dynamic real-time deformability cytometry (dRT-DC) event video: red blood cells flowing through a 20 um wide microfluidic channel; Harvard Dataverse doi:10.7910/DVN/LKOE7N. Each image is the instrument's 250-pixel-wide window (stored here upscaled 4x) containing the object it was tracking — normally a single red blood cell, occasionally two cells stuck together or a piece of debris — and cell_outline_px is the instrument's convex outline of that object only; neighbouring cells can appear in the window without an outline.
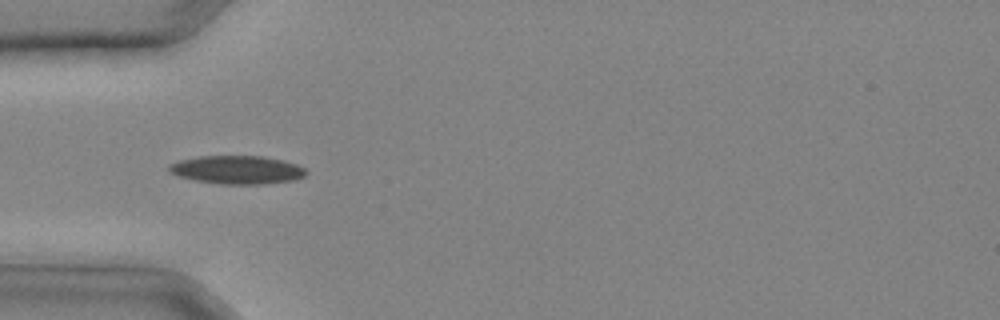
{"species": "common noctule bat (a hibernating species)", "species_latin": "Nyctalus noctula", "temperature_condition": "cold", "stored_images_in_passage": 21, "camera_frame_rate_fps": 3000, "um_per_image_px": 0.085, "animal": {"sex": "male", "body_mass_g": 20.4}, "frame": {"image": 1, "passage_image": 4, "time_ms": 1.0, "image_size_px": [1000, 320], "cell_outline_px": [[308, 172], [304, 176], [296, 180], [264, 184], [220, 184], [196, 180], [176, 176], [168, 172], [168, 168], [172, 164], [180, 160], [200, 156], [260, 156], [284, 160], [296, 164], [304, 168]], "centroid_in_image_um": [20.17, 14.44], "position_along_channel_um": 64.8, "area_um2": 22.66}}